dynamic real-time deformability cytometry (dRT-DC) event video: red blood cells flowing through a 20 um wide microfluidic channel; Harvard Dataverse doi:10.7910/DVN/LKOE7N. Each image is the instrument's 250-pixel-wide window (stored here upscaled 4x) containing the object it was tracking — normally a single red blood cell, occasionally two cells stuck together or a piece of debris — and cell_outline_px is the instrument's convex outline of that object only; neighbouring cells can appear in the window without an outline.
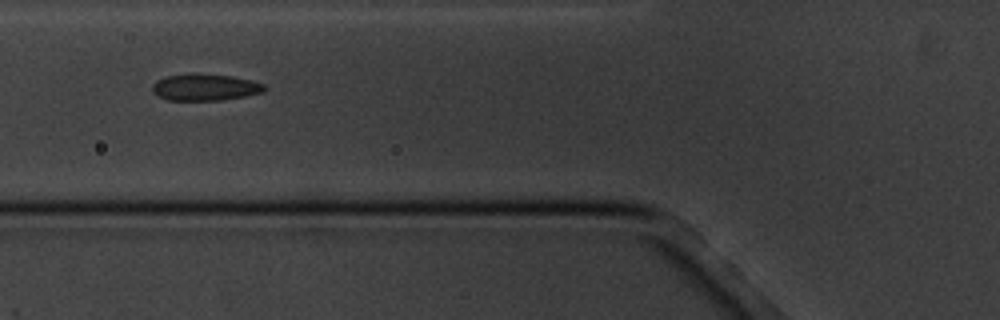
{"species": "common noctule bat (a hibernating species)", "species_latin": "Nyctalus noctula", "temperature_condition": "cold", "stored_images_in_passage": 4, "camera_frame_rate_fps": 3000, "um_per_image_px": 0.085, "animal": {"sex": "male", "body_mass_g": 20.1, "forearm_length_mm": 53.5}, "frame": {"image": 1, "passage_image": 3, "time_ms": 3.0, "image_size_px": [1000, 320], "cell_outline_px": [[268, 88], [264, 92], [244, 96], [220, 100], [168, 100], [152, 92], [152, 84], [156, 80], [168, 76], [192, 72], [200, 72], [232, 76], [252, 80], [264, 84]], "centroid_in_image_um": [17.44, 7.39], "position_along_channel_um": 108.4, "area_um2": 17.74}}
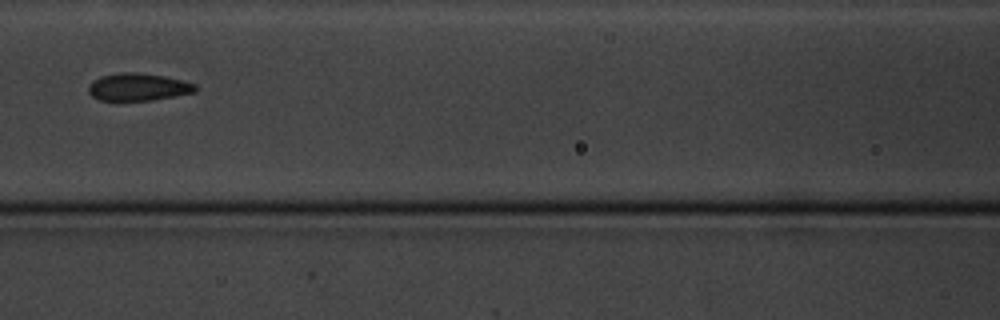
{"frame": {"image": 2, "passage_image": 4, "time_ms": 4.333, "image_size_px": [1000, 320], "cell_outline_px": [[200, 88], [196, 92], [152, 100], [116, 104], [100, 100], [92, 96], [88, 92], [88, 88], [100, 76], [120, 72], [136, 72], [164, 76], [184, 80], [196, 84]], "centroid_in_image_um": [11.75, 7.44], "position_along_channel_um": 154.8, "area_um2": 17.86}}